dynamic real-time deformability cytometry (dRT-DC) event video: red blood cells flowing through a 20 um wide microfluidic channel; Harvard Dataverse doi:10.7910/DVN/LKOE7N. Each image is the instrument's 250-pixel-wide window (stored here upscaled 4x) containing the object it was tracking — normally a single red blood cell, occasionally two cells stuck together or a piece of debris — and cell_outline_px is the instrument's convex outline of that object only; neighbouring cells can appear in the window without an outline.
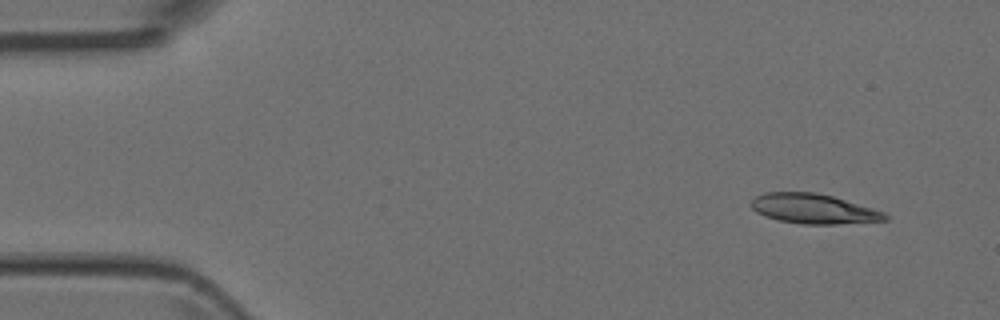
{"species": "Egyptian fruit bat (a non-hibernating species)", "species_latin": "Rousettus aegyptiacus", "temperature_condition": "room temperature", "stored_images_in_passage": 4, "camera_frame_rate_fps": 3000, "um_per_image_px": 0.085, "animal": {"sex": "female"}, "frame": {"image": 1, "passage_image": 1, "time_ms": 0.0, "image_size_px": [1000, 320], "cell_outline_px": [[888, 220], [836, 224], [800, 224], [780, 220], [756, 212], [752, 208], [752, 200], [756, 196], [764, 192], [816, 192], [832, 196], [872, 208], [884, 212], [888, 216]], "centroid_in_image_um": [69.16, 17.74], "position_along_channel_um": 15.8, "area_um2": 23.0}}